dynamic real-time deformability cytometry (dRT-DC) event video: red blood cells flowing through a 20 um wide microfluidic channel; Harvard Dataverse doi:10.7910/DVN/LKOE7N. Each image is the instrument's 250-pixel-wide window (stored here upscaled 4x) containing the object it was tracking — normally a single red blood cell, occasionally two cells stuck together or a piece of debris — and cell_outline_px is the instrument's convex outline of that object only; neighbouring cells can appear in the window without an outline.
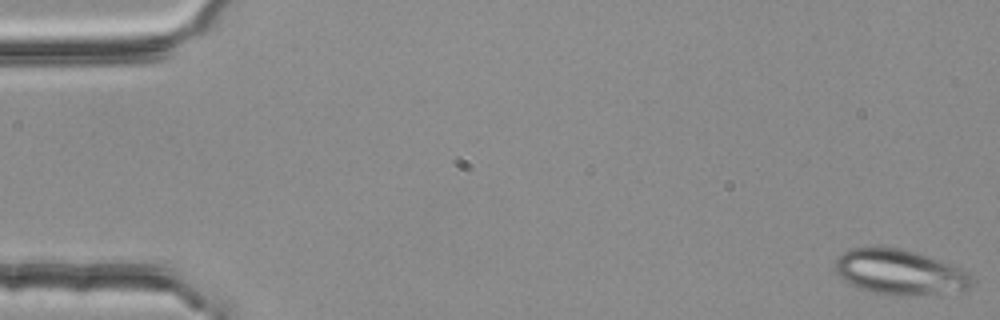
{"species": "common noctule bat (a hibernating species)", "species_latin": "Nyctalus noctula", "temperature_condition": "room temperature", "stored_images_in_passage": 4, "camera_frame_rate_fps": 3000, "um_per_image_px": 0.085, "animal": {"sex": "female", "body_mass_g": 25.1}, "frame": {"image": 1, "passage_image": 1, "time_ms": 0.0, "image_size_px": [1000, 320], "cell_outline_px": [[972, 284], [964, 288], [936, 292], [904, 296], [884, 296], [848, 284], [836, 272], [836, 260], [844, 252], [852, 248], [900, 248], [916, 252], [948, 264], [968, 272], [972, 276]], "centroid_in_image_um": [76.4, 23.14], "position_along_channel_um": 8.6, "area_um2": 35.03}}